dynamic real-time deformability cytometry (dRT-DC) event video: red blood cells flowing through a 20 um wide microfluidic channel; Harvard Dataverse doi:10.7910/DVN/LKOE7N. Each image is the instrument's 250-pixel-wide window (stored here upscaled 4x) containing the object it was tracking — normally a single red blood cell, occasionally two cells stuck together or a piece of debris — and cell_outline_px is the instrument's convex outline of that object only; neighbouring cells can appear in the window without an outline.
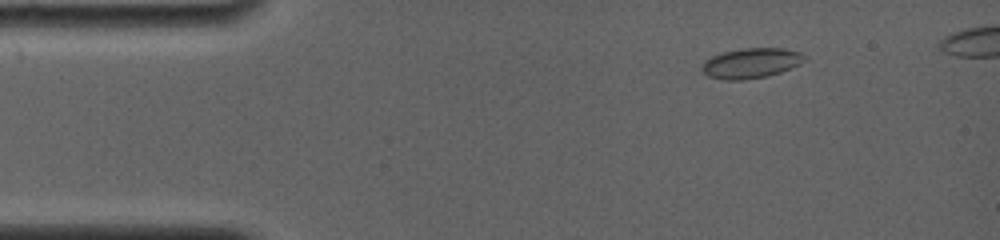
{"species": "common noctule bat (a hibernating species)", "species_latin": "Nyctalus noctula", "temperature_condition": "room temperature", "stored_images_in_passage": 7, "camera_frame_rate_fps": 4000, "um_per_image_px": 0.085, "animal": {"sex": "female", "body_mass_g": 19.0, "forearm_length_mm": 56.7}, "frame": {"image": 1, "passage_image": 3, "time_ms": 1.5, "image_size_px": [1000, 240], "cell_outline_px": [[808, 60], [800, 64], [780, 72], [768, 76], [744, 80], [724, 80], [708, 76], [700, 68], [704, 60], [712, 56], [724, 52], [744, 48], [784, 48], [800, 52]], "centroid_in_image_um": [63.84, 5.37], "position_along_channel_um": 21.2, "area_um2": 18.09}}